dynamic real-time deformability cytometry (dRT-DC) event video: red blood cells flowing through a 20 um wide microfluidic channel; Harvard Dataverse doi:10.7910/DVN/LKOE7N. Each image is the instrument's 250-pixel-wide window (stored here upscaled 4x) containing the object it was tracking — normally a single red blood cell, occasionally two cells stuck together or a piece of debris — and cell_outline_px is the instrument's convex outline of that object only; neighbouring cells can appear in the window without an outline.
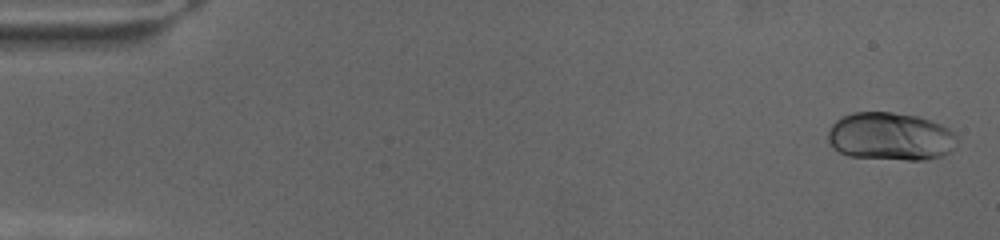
{"species": "human", "species_latin": "Homo sapiens", "temperature_condition": "cold", "stored_images_in_passage": 20, "camera_frame_rate_fps": 3000, "um_per_image_px": 0.085, "donor": {"sex": "female"}, "frame": {"image": 1, "passage_image": 2, "time_ms": 0.333, "image_size_px": [1000, 240], "cell_outline_px": [[960, 140], [944, 156], [928, 160], [904, 160], [848, 156], [832, 148], [828, 144], [828, 132], [832, 124], [840, 116], [852, 112], [892, 112], [920, 116], [932, 120], [948, 128], [960, 136]], "centroid_in_image_um": [75.71, 11.6], "position_along_channel_um": 9.3, "area_um2": 36.88}}
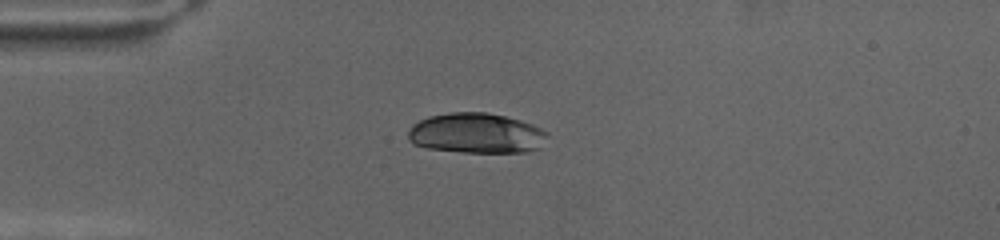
{"frame": {"image": 2, "passage_image": 18, "time_ms": 5.667, "image_size_px": [1000, 240], "cell_outline_px": [[548, 136], [540, 148], [528, 152], [460, 152], [428, 148], [412, 144], [408, 140], [408, 132], [412, 124], [428, 116], [452, 112], [488, 112], [520, 120], [532, 124], [548, 132]], "centroid_in_image_um": [40.49, 11.33], "position_along_channel_um": 44.5, "area_um2": 32.89}}